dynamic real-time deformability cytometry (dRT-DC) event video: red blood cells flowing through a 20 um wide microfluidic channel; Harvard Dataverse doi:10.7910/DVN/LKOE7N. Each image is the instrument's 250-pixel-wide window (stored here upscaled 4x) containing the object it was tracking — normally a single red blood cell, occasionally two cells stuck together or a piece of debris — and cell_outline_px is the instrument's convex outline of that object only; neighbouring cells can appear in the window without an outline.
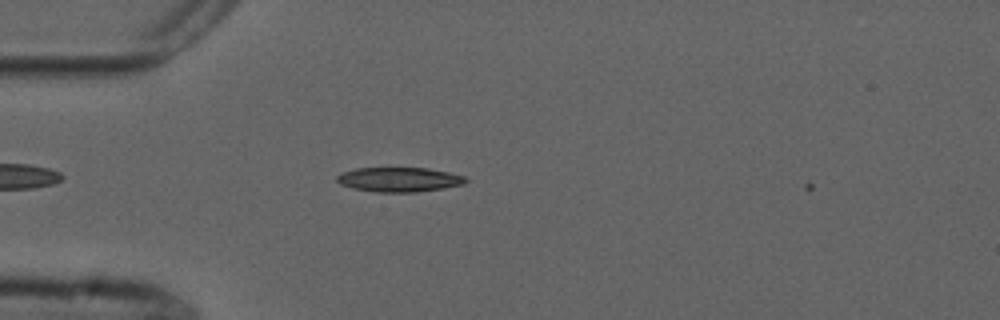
{"species": "common noctule bat (a hibernating species)", "species_latin": "Nyctalus noctula", "temperature_condition": "cold", "stored_images_in_passage": 2, "camera_frame_rate_fps": 3000, "um_per_image_px": 0.085, "animal": {"sex": "male", "forearm_length_mm": 52.5}, "frame": {"image": 1, "passage_image": 1, "time_ms": 0.0, "image_size_px": [1000, 320], "cell_outline_px": [[468, 180], [464, 184], [416, 192], [376, 192], [352, 188], [340, 184], [336, 180], [336, 176], [344, 172], [356, 168], [428, 168], [448, 172], [464, 176]], "centroid_in_image_um": [33.91, 15.26], "position_along_channel_um": 51.1, "area_um2": 18.26}}